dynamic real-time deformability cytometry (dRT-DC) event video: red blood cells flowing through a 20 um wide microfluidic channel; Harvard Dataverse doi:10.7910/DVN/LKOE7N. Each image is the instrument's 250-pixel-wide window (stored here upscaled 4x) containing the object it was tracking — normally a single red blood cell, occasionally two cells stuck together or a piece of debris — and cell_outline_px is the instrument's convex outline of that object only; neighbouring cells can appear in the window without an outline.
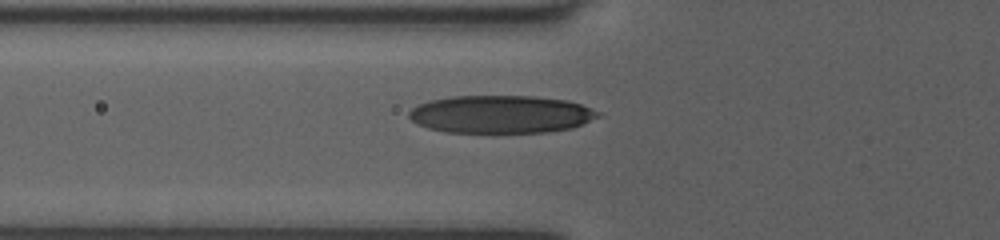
{"species": "human", "species_latin": "Homo sapiens", "temperature_condition": "room temperature", "stored_images_in_passage": 38, "camera_frame_rate_fps": 3000, "um_per_image_px": 0.085, "donor": {"sex": "female"}, "frame": {"image": 1, "passage_image": 6, "time_ms": 1.667, "image_size_px": [1000, 240], "cell_outline_px": [[600, 116], [572, 128], [548, 132], [448, 132], [428, 128], [416, 124], [408, 116], [408, 112], [412, 108], [428, 100], [452, 96], [536, 96], [568, 100], [592, 108], [600, 112]], "centroid_in_image_um": [42.57, 9.7], "position_along_channel_um": 83.2, "area_um2": 41.73}}
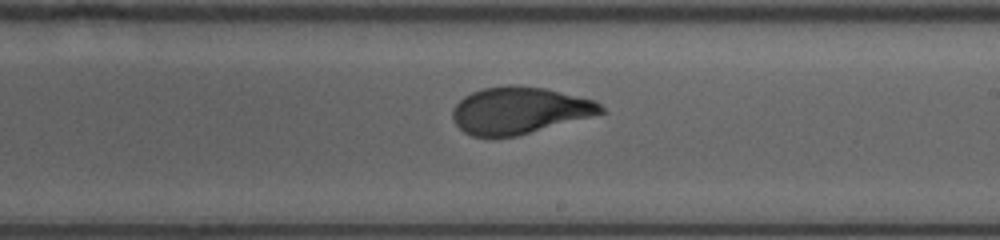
{"frame": {"image": 2, "passage_image": 18, "time_ms": 5.667, "image_size_px": [1000, 240], "cell_outline_px": [[608, 112], [516, 136], [472, 136], [464, 132], [452, 120], [452, 108], [464, 96], [472, 92], [484, 88], [508, 84], [512, 84], [544, 88], [596, 100]], "centroid_in_image_um": [44.16, 9.37], "position_along_channel_um": 244.8, "area_um2": 40.52}}
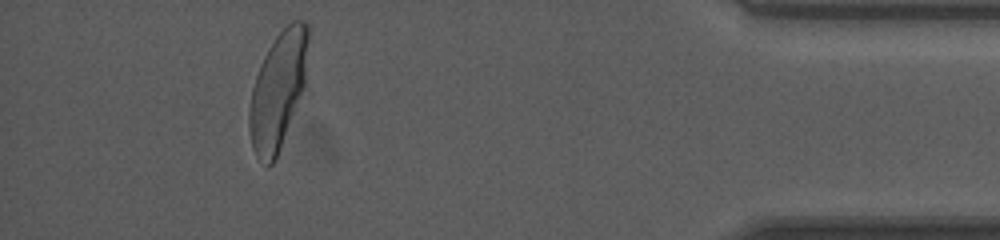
{"frame": {"image": 3, "passage_image": 34, "time_ms": 11.0, "image_size_px": [1000, 240], "cell_outline_px": [[308, 36], [304, 88], [276, 160], [268, 168], [256, 156], [252, 148], [248, 128], [248, 108], [252, 88], [260, 64], [268, 48], [276, 36], [292, 20], [304, 20], [308, 24]], "centroid_in_image_um": [23.6, 7.73], "position_along_channel_um": 411.6, "area_um2": 40.29}, "authors_computed_cell_mechanics": {"area_um2": 41.038, "velocity_mm_per_s": 4.0197, "shape_relaxation_time_tau1_ms": 4.3802, "shape_relaxation_time_tau2_ms": null, "deformation_change_tau1": 0.206, "deformation_change_tau2": null}}